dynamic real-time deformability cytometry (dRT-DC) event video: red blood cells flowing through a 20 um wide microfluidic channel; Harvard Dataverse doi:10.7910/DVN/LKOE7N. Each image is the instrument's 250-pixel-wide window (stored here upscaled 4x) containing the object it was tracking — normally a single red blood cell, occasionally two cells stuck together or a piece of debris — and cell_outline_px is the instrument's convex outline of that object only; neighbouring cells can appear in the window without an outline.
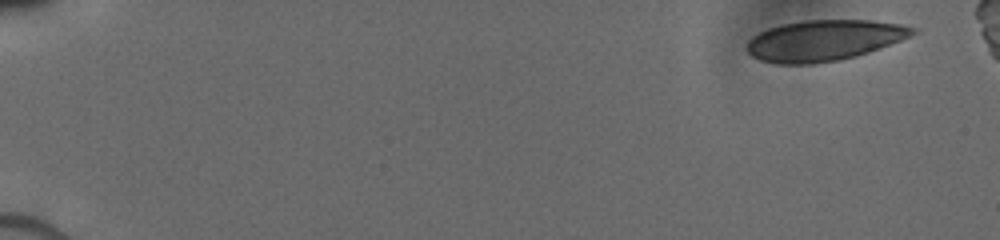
{"species": "human", "species_latin": "Homo sapiens", "temperature_condition": "cold", "stored_images_in_passage": 8, "camera_frame_rate_fps": 3000, "um_per_image_px": 0.085, "donor": {"sex": "male"}, "frame": {"image": 1, "passage_image": 1, "time_ms": 0.0, "image_size_px": [1000, 240], "cell_outline_px": [[920, 32], [880, 48], [856, 56], [840, 60], [812, 64], [776, 64], [760, 60], [752, 56], [744, 48], [748, 40], [752, 36], [768, 28], [784, 24], [804, 20], [872, 20], [904, 24], [920, 28]], "centroid_in_image_um": [70.07, 3.43], "position_along_channel_um": 14.9, "area_um2": 39.82}}
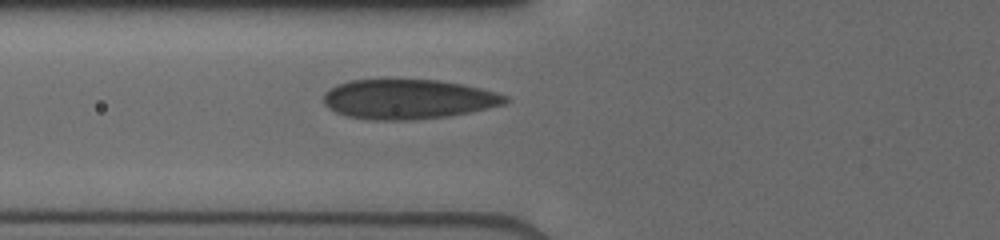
{"frame": {"image": 2, "passage_image": 8, "time_ms": 6.0, "image_size_px": [1000, 240], "cell_outline_px": [[508, 100], [504, 104], [468, 112], [448, 116], [408, 120], [372, 120], [348, 116], [336, 112], [328, 108], [324, 104], [324, 92], [336, 84], [348, 80], [440, 80], [480, 88], [496, 92], [508, 96]], "centroid_in_image_um": [34.65, 8.43], "position_along_channel_um": 91.1, "area_um2": 41.85}}